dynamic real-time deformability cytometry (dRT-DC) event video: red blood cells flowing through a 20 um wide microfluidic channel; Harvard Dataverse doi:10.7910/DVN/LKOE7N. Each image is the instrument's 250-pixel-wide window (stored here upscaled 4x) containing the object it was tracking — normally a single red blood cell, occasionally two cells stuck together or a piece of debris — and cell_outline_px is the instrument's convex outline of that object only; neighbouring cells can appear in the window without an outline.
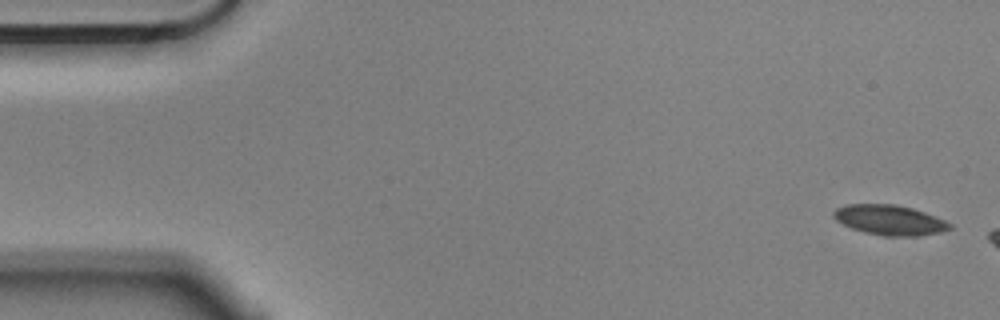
{"species": "Egyptian fruit bat (a non-hibernating species)", "species_latin": "Rousettus aegyptiacus", "temperature_condition": "cold", "stored_images_in_passage": 6, "camera_frame_rate_fps": 3000, "um_per_image_px": 0.085, "animal": {"sex": "male"}, "frame": {"image": 1, "passage_image": 1, "time_ms": 0.0, "image_size_px": [1000, 320], "cell_outline_px": [[952, 228], [940, 232], [916, 236], [884, 236], [864, 232], [852, 228], [836, 220], [832, 216], [832, 212], [836, 208], [848, 204], [896, 204], [912, 208], [924, 212], [944, 220], [952, 224]], "centroid_in_image_um": [75.6, 18.7], "position_along_channel_um": 9.4, "area_um2": 20.29}}
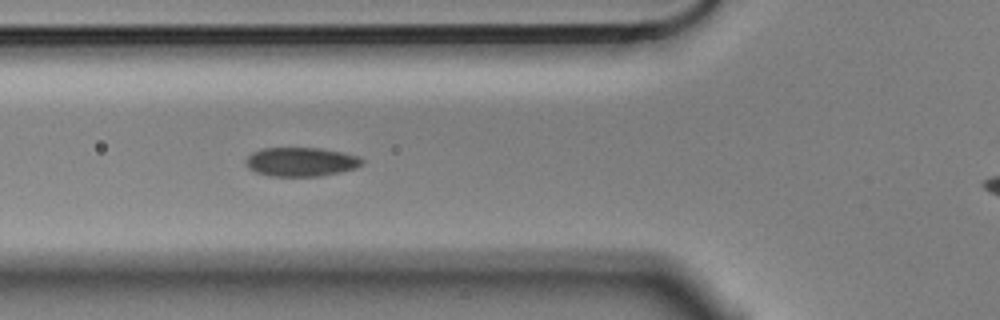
{"frame": {"image": 2, "passage_image": 6, "time_ms": 1.667, "image_size_px": [1000, 320], "cell_outline_px": [[364, 160], [356, 168], [340, 172], [320, 176], [272, 176], [256, 172], [248, 168], [244, 164], [244, 160], [252, 152], [260, 148], [320, 148], [340, 152], [356, 156]], "centroid_in_image_um": [25.52, 13.75], "position_along_channel_um": 100.3, "area_um2": 19.59}}